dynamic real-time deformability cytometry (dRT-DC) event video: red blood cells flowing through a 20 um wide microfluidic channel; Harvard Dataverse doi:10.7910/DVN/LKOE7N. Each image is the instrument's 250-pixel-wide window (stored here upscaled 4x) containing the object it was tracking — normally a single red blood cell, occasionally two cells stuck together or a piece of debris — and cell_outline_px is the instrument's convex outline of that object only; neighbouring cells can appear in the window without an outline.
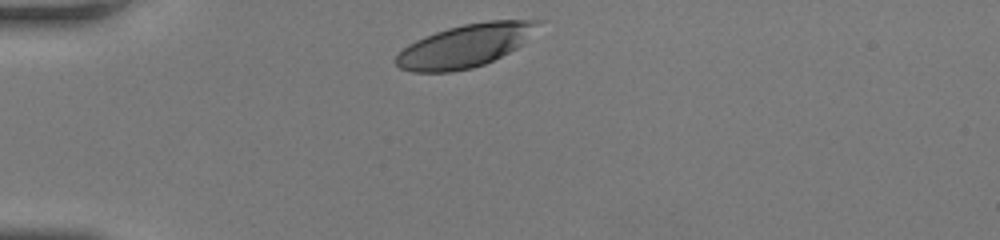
{"species": "human", "species_latin": "Homo sapiens", "temperature_condition": "room temperature", "stored_images_in_passage": 30, "camera_frame_rate_fps": 3000, "um_per_image_px": 0.085, "donor": {"sex": "female"}, "frame": {"image": 1, "passage_image": 1, "time_ms": 0.0, "image_size_px": [1000, 240], "cell_outline_px": [[544, 20], [516, 48], [484, 64], [472, 68], [452, 72], [412, 72], [400, 68], [396, 64], [396, 56], [408, 44], [424, 36], [448, 28], [464, 24], [488, 20]], "centroid_in_image_um": [39.5, 3.89], "position_along_channel_um": 45.5, "area_um2": 35.03}}
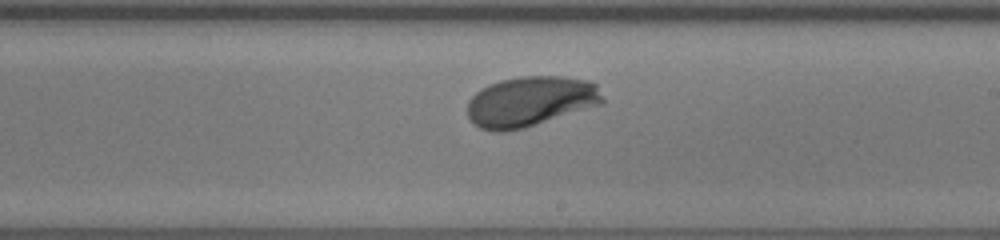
{"frame": {"image": 2, "passage_image": 18, "time_ms": 5.667, "image_size_px": [1000, 240], "cell_outline_px": [[604, 100], [600, 104], [524, 128], [504, 132], [492, 132], [480, 128], [472, 124], [468, 116], [468, 100], [476, 92], [488, 84], [500, 80], [520, 76], [564, 76], [588, 80], [596, 84]], "centroid_in_image_um": [45.04, 8.62], "position_along_channel_um": 244.0, "area_um2": 39.59}}
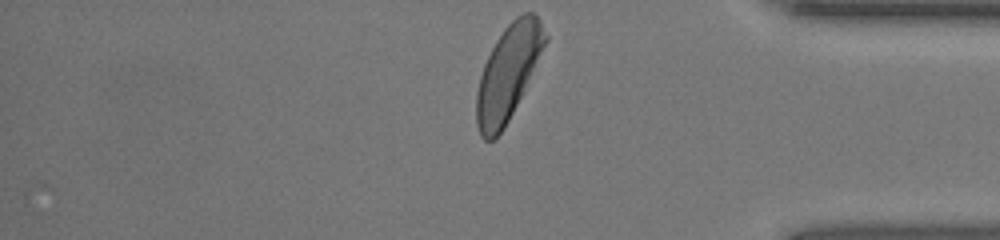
{"frame": {"image": 3, "passage_image": 30, "time_ms": 9.667, "image_size_px": [1000, 240], "cell_outline_px": [[548, 40], [504, 128], [492, 140], [484, 140], [480, 136], [476, 124], [476, 92], [480, 76], [484, 64], [496, 40], [504, 28], [516, 16], [524, 12], [532, 12], [540, 20], [548, 36]], "centroid_in_image_um": [43.17, 6.16], "position_along_channel_um": 392.0, "area_um2": 37.28}, "authors_computed_cell_mechanics": {"area_um2": 38.2347, "velocity_mm_per_s": 4.1049, "shape_relaxation_time_tau1_ms": 2.5508, "shape_relaxation_time_tau2_ms": 0.9175, "deformation_change_tau1": 0.1681, "deformation_change_tau2": 0.0573}}